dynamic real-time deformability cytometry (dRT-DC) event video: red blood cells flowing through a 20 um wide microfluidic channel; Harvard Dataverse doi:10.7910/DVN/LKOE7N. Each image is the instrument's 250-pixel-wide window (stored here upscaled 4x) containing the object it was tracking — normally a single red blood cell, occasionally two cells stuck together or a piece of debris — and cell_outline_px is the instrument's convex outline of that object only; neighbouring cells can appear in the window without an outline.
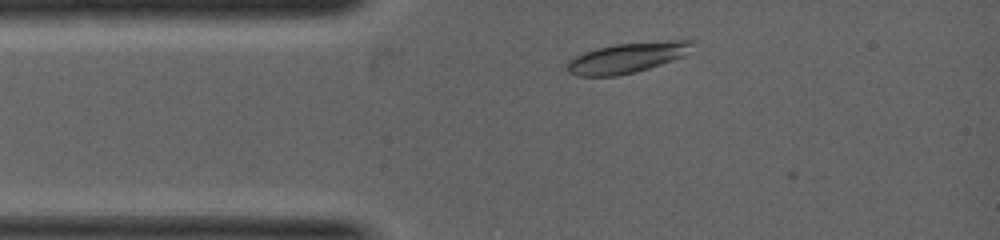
{"species": "common noctule bat (a hibernating species)", "species_latin": "Nyctalus noctula", "temperature_condition": "warm", "stored_images_in_passage": 6, "camera_frame_rate_fps": 5000, "um_per_image_px": 0.085, "animal": {"sex": "female", "body_mass_g": 19.0, "forearm_length_mm": 53.3}, "frame": {"image": 1, "passage_image": 1, "time_ms": 0.0, "image_size_px": [1000, 240], "cell_outline_px": [[696, 40], [684, 56], [636, 72], [616, 76], [576, 76], [568, 72], [568, 60], [584, 52], [596, 48], [616, 44], [668, 40]], "centroid_in_image_um": [53.3, 4.9], "position_along_channel_um": 31.7, "area_um2": 21.96}}
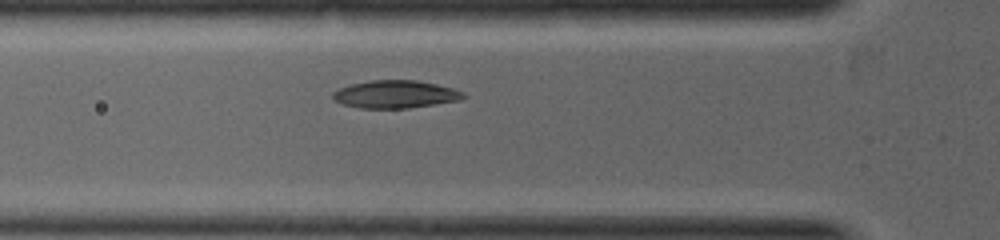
{"frame": {"image": 2, "passage_image": 4, "time_ms": 1.0, "image_size_px": [1000, 240], "cell_outline_px": [[468, 96], [460, 100], [436, 104], [408, 108], [360, 108], [344, 104], [332, 100], [332, 92], [340, 88], [352, 84], [372, 80], [416, 80], [436, 84], [452, 88], [464, 92]], "centroid_in_image_um": [33.62, 8.01], "position_along_channel_um": 92.2, "area_um2": 21.1}}
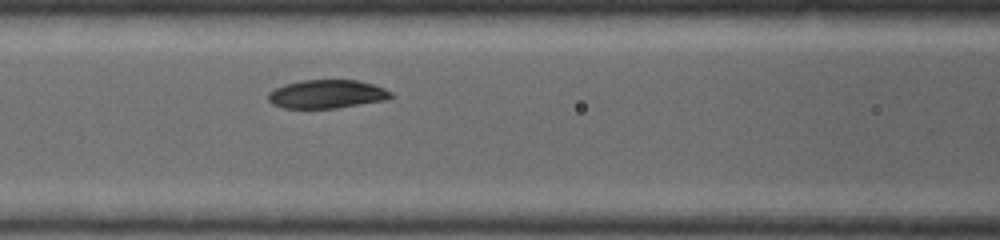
{"frame": {"image": 3, "passage_image": 6, "time_ms": 1.6, "image_size_px": [1000, 240], "cell_outline_px": [[392, 96], [388, 100], [336, 108], [284, 108], [272, 104], [268, 100], [268, 92], [284, 84], [300, 80], [360, 80], [384, 88], [392, 92]], "centroid_in_image_um": [27.79, 7.99], "position_along_channel_um": 138.8, "area_um2": 20.52}}